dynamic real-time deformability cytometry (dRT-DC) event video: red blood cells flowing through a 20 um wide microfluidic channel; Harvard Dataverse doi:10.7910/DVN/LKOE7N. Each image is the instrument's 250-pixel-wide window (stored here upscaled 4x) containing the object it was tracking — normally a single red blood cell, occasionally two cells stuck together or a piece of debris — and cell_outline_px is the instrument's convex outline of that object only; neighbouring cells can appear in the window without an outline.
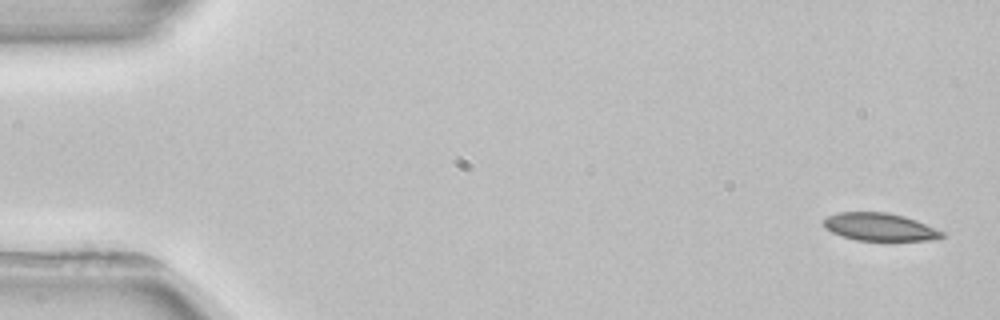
{"species": "common noctule bat (a hibernating species)", "species_latin": "Nyctalus noctula", "temperature_condition": "room temperature", "stored_images_in_passage": 4, "camera_frame_rate_fps": 3000, "um_per_image_px": 0.085, "animal": {"sex": "female", "body_mass_g": 22.7, "forearm_length_mm": 54.2}, "frame": {"image": 1, "passage_image": 1, "time_ms": 0.0, "image_size_px": [1000, 320], "cell_outline_px": [[944, 236], [936, 240], [856, 240], [832, 232], [824, 228], [824, 220], [828, 216], [836, 212], [888, 212], [904, 216], [916, 220], [944, 232]], "centroid_in_image_um": [74.78, 19.28], "position_along_channel_um": 10.2, "area_um2": 19.02}}
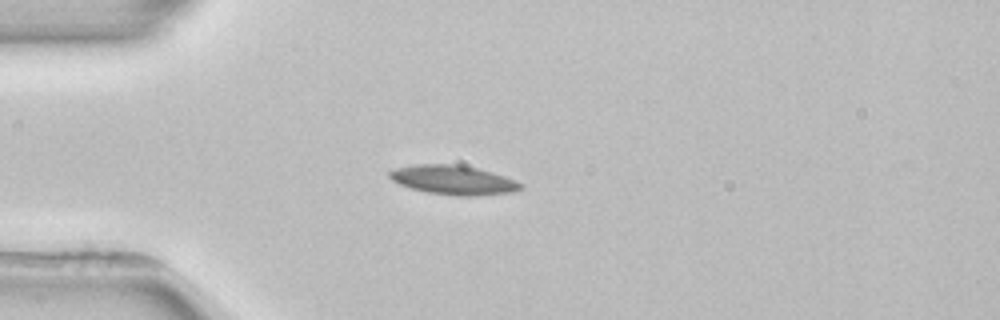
{"frame": {"image": 2, "passage_image": 4, "time_ms": 4.0, "image_size_px": [1000, 320], "cell_outline_px": [[524, 188], [512, 192], [476, 196], [456, 196], [428, 192], [412, 188], [400, 184], [392, 180], [388, 176], [388, 172], [396, 168], [416, 164], [456, 164], [476, 168], [492, 172], [516, 180], [524, 184]], "centroid_in_image_um": [38.57, 15.3], "position_along_channel_um": 46.4, "area_um2": 22.37}}